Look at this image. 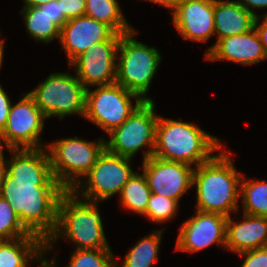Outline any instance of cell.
Wrapping results in <instances>:
<instances>
[{
    "instance_id": "cell-34",
    "label": "cell",
    "mask_w": 267,
    "mask_h": 267,
    "mask_svg": "<svg viewBox=\"0 0 267 267\" xmlns=\"http://www.w3.org/2000/svg\"><path fill=\"white\" fill-rule=\"evenodd\" d=\"M235 2L239 3L245 9H247L255 17H258L260 15H257L256 12H254L252 9H250L251 7L259 8V9L267 7V0H236Z\"/></svg>"
},
{
    "instance_id": "cell-39",
    "label": "cell",
    "mask_w": 267,
    "mask_h": 267,
    "mask_svg": "<svg viewBox=\"0 0 267 267\" xmlns=\"http://www.w3.org/2000/svg\"><path fill=\"white\" fill-rule=\"evenodd\" d=\"M44 267H52L47 260L44 261Z\"/></svg>"
},
{
    "instance_id": "cell-27",
    "label": "cell",
    "mask_w": 267,
    "mask_h": 267,
    "mask_svg": "<svg viewBox=\"0 0 267 267\" xmlns=\"http://www.w3.org/2000/svg\"><path fill=\"white\" fill-rule=\"evenodd\" d=\"M31 234L20 222L7 200L0 196V241L28 237Z\"/></svg>"
},
{
    "instance_id": "cell-5",
    "label": "cell",
    "mask_w": 267,
    "mask_h": 267,
    "mask_svg": "<svg viewBox=\"0 0 267 267\" xmlns=\"http://www.w3.org/2000/svg\"><path fill=\"white\" fill-rule=\"evenodd\" d=\"M135 32L133 29L121 34L117 48L119 65L116 83L135 93L143 101H152L145 95L161 62V55L155 47H149L132 38L136 35Z\"/></svg>"
},
{
    "instance_id": "cell-2",
    "label": "cell",
    "mask_w": 267,
    "mask_h": 267,
    "mask_svg": "<svg viewBox=\"0 0 267 267\" xmlns=\"http://www.w3.org/2000/svg\"><path fill=\"white\" fill-rule=\"evenodd\" d=\"M222 148L218 155L195 167L193 185L197 193L196 210L229 217L238 211L242 176Z\"/></svg>"
},
{
    "instance_id": "cell-15",
    "label": "cell",
    "mask_w": 267,
    "mask_h": 267,
    "mask_svg": "<svg viewBox=\"0 0 267 267\" xmlns=\"http://www.w3.org/2000/svg\"><path fill=\"white\" fill-rule=\"evenodd\" d=\"M173 22L183 39L206 42L215 34L214 0H181Z\"/></svg>"
},
{
    "instance_id": "cell-17",
    "label": "cell",
    "mask_w": 267,
    "mask_h": 267,
    "mask_svg": "<svg viewBox=\"0 0 267 267\" xmlns=\"http://www.w3.org/2000/svg\"><path fill=\"white\" fill-rule=\"evenodd\" d=\"M267 59V52L253 28L242 35H235L218 40L208 48L205 60H228L235 63L250 65Z\"/></svg>"
},
{
    "instance_id": "cell-9",
    "label": "cell",
    "mask_w": 267,
    "mask_h": 267,
    "mask_svg": "<svg viewBox=\"0 0 267 267\" xmlns=\"http://www.w3.org/2000/svg\"><path fill=\"white\" fill-rule=\"evenodd\" d=\"M97 87L92 91L86 89L84 118L107 134L119 127L143 102L138 95L117 83ZM130 98H135L134 106Z\"/></svg>"
},
{
    "instance_id": "cell-19",
    "label": "cell",
    "mask_w": 267,
    "mask_h": 267,
    "mask_svg": "<svg viewBox=\"0 0 267 267\" xmlns=\"http://www.w3.org/2000/svg\"><path fill=\"white\" fill-rule=\"evenodd\" d=\"M255 16L235 1L214 0V23L217 41L242 35L254 28Z\"/></svg>"
},
{
    "instance_id": "cell-26",
    "label": "cell",
    "mask_w": 267,
    "mask_h": 267,
    "mask_svg": "<svg viewBox=\"0 0 267 267\" xmlns=\"http://www.w3.org/2000/svg\"><path fill=\"white\" fill-rule=\"evenodd\" d=\"M55 257L49 261L52 267H56ZM69 267H113L115 265L114 256L110 248L100 249H76L73 251Z\"/></svg>"
},
{
    "instance_id": "cell-36",
    "label": "cell",
    "mask_w": 267,
    "mask_h": 267,
    "mask_svg": "<svg viewBox=\"0 0 267 267\" xmlns=\"http://www.w3.org/2000/svg\"><path fill=\"white\" fill-rule=\"evenodd\" d=\"M148 1L167 7L174 12L181 0H148Z\"/></svg>"
},
{
    "instance_id": "cell-32",
    "label": "cell",
    "mask_w": 267,
    "mask_h": 267,
    "mask_svg": "<svg viewBox=\"0 0 267 267\" xmlns=\"http://www.w3.org/2000/svg\"><path fill=\"white\" fill-rule=\"evenodd\" d=\"M48 14L59 28L68 21L61 12L60 4L57 0H51L48 2Z\"/></svg>"
},
{
    "instance_id": "cell-25",
    "label": "cell",
    "mask_w": 267,
    "mask_h": 267,
    "mask_svg": "<svg viewBox=\"0 0 267 267\" xmlns=\"http://www.w3.org/2000/svg\"><path fill=\"white\" fill-rule=\"evenodd\" d=\"M245 178L242 176L240 192L244 213L267 217V182Z\"/></svg>"
},
{
    "instance_id": "cell-1",
    "label": "cell",
    "mask_w": 267,
    "mask_h": 267,
    "mask_svg": "<svg viewBox=\"0 0 267 267\" xmlns=\"http://www.w3.org/2000/svg\"><path fill=\"white\" fill-rule=\"evenodd\" d=\"M0 196L21 224L45 243L57 226L58 203L66 189L54 178L46 148L10 149Z\"/></svg>"
},
{
    "instance_id": "cell-22",
    "label": "cell",
    "mask_w": 267,
    "mask_h": 267,
    "mask_svg": "<svg viewBox=\"0 0 267 267\" xmlns=\"http://www.w3.org/2000/svg\"><path fill=\"white\" fill-rule=\"evenodd\" d=\"M85 15L105 23L118 34L133 30L126 22L117 0H86Z\"/></svg>"
},
{
    "instance_id": "cell-18",
    "label": "cell",
    "mask_w": 267,
    "mask_h": 267,
    "mask_svg": "<svg viewBox=\"0 0 267 267\" xmlns=\"http://www.w3.org/2000/svg\"><path fill=\"white\" fill-rule=\"evenodd\" d=\"M241 223L226 221L227 250L236 253L267 247V217L243 214Z\"/></svg>"
},
{
    "instance_id": "cell-21",
    "label": "cell",
    "mask_w": 267,
    "mask_h": 267,
    "mask_svg": "<svg viewBox=\"0 0 267 267\" xmlns=\"http://www.w3.org/2000/svg\"><path fill=\"white\" fill-rule=\"evenodd\" d=\"M26 30L36 41L49 43L60 37V28L48 14V3L36 7H23L21 10Z\"/></svg>"
},
{
    "instance_id": "cell-16",
    "label": "cell",
    "mask_w": 267,
    "mask_h": 267,
    "mask_svg": "<svg viewBox=\"0 0 267 267\" xmlns=\"http://www.w3.org/2000/svg\"><path fill=\"white\" fill-rule=\"evenodd\" d=\"M114 33L105 23L83 15L68 20L60 28L59 42L66 51L70 64L92 45L108 40Z\"/></svg>"
},
{
    "instance_id": "cell-12",
    "label": "cell",
    "mask_w": 267,
    "mask_h": 267,
    "mask_svg": "<svg viewBox=\"0 0 267 267\" xmlns=\"http://www.w3.org/2000/svg\"><path fill=\"white\" fill-rule=\"evenodd\" d=\"M120 38L121 34L114 33L108 40L92 45L70 63V66H75L76 76L86 89L88 86L116 83Z\"/></svg>"
},
{
    "instance_id": "cell-23",
    "label": "cell",
    "mask_w": 267,
    "mask_h": 267,
    "mask_svg": "<svg viewBox=\"0 0 267 267\" xmlns=\"http://www.w3.org/2000/svg\"><path fill=\"white\" fill-rule=\"evenodd\" d=\"M162 230H154V233L141 239L126 254L122 267H151L157 260ZM115 266L119 267L115 260Z\"/></svg>"
},
{
    "instance_id": "cell-40",
    "label": "cell",
    "mask_w": 267,
    "mask_h": 267,
    "mask_svg": "<svg viewBox=\"0 0 267 267\" xmlns=\"http://www.w3.org/2000/svg\"><path fill=\"white\" fill-rule=\"evenodd\" d=\"M39 267H44V262H40Z\"/></svg>"
},
{
    "instance_id": "cell-6",
    "label": "cell",
    "mask_w": 267,
    "mask_h": 267,
    "mask_svg": "<svg viewBox=\"0 0 267 267\" xmlns=\"http://www.w3.org/2000/svg\"><path fill=\"white\" fill-rule=\"evenodd\" d=\"M54 178L66 189H79L82 177L95 165L105 149V140L89 142L78 137L56 140L47 145Z\"/></svg>"
},
{
    "instance_id": "cell-14",
    "label": "cell",
    "mask_w": 267,
    "mask_h": 267,
    "mask_svg": "<svg viewBox=\"0 0 267 267\" xmlns=\"http://www.w3.org/2000/svg\"><path fill=\"white\" fill-rule=\"evenodd\" d=\"M227 217L196 210V215L182 223L176 249L197 252L217 243L226 246Z\"/></svg>"
},
{
    "instance_id": "cell-35",
    "label": "cell",
    "mask_w": 267,
    "mask_h": 267,
    "mask_svg": "<svg viewBox=\"0 0 267 267\" xmlns=\"http://www.w3.org/2000/svg\"><path fill=\"white\" fill-rule=\"evenodd\" d=\"M3 147L0 145V194L1 187L4 182L5 175L7 173V163L8 161L4 160Z\"/></svg>"
},
{
    "instance_id": "cell-31",
    "label": "cell",
    "mask_w": 267,
    "mask_h": 267,
    "mask_svg": "<svg viewBox=\"0 0 267 267\" xmlns=\"http://www.w3.org/2000/svg\"><path fill=\"white\" fill-rule=\"evenodd\" d=\"M11 101L0 85V135L6 127Z\"/></svg>"
},
{
    "instance_id": "cell-38",
    "label": "cell",
    "mask_w": 267,
    "mask_h": 267,
    "mask_svg": "<svg viewBox=\"0 0 267 267\" xmlns=\"http://www.w3.org/2000/svg\"><path fill=\"white\" fill-rule=\"evenodd\" d=\"M3 49H4V46H0V68H1V65H2V62H3Z\"/></svg>"
},
{
    "instance_id": "cell-7",
    "label": "cell",
    "mask_w": 267,
    "mask_h": 267,
    "mask_svg": "<svg viewBox=\"0 0 267 267\" xmlns=\"http://www.w3.org/2000/svg\"><path fill=\"white\" fill-rule=\"evenodd\" d=\"M155 103L143 101L135 111L108 135L105 149L115 155L132 158L142 147L150 146L144 151L143 161L153 155L155 148L156 124L159 115L154 112Z\"/></svg>"
},
{
    "instance_id": "cell-24",
    "label": "cell",
    "mask_w": 267,
    "mask_h": 267,
    "mask_svg": "<svg viewBox=\"0 0 267 267\" xmlns=\"http://www.w3.org/2000/svg\"><path fill=\"white\" fill-rule=\"evenodd\" d=\"M151 191L145 175L135 172L120 192L121 205L128 210L144 215Z\"/></svg>"
},
{
    "instance_id": "cell-33",
    "label": "cell",
    "mask_w": 267,
    "mask_h": 267,
    "mask_svg": "<svg viewBox=\"0 0 267 267\" xmlns=\"http://www.w3.org/2000/svg\"><path fill=\"white\" fill-rule=\"evenodd\" d=\"M263 18L260 23L259 16L255 18L254 29L257 32L260 42L263 45L264 50L267 52V14L261 15L260 18Z\"/></svg>"
},
{
    "instance_id": "cell-29",
    "label": "cell",
    "mask_w": 267,
    "mask_h": 267,
    "mask_svg": "<svg viewBox=\"0 0 267 267\" xmlns=\"http://www.w3.org/2000/svg\"><path fill=\"white\" fill-rule=\"evenodd\" d=\"M67 20L85 15L86 0H57Z\"/></svg>"
},
{
    "instance_id": "cell-28",
    "label": "cell",
    "mask_w": 267,
    "mask_h": 267,
    "mask_svg": "<svg viewBox=\"0 0 267 267\" xmlns=\"http://www.w3.org/2000/svg\"><path fill=\"white\" fill-rule=\"evenodd\" d=\"M178 201L151 193L145 216L155 223H165L170 221L176 214Z\"/></svg>"
},
{
    "instance_id": "cell-20",
    "label": "cell",
    "mask_w": 267,
    "mask_h": 267,
    "mask_svg": "<svg viewBox=\"0 0 267 267\" xmlns=\"http://www.w3.org/2000/svg\"><path fill=\"white\" fill-rule=\"evenodd\" d=\"M46 243L36 235L0 241V267H29L31 261L44 262Z\"/></svg>"
},
{
    "instance_id": "cell-30",
    "label": "cell",
    "mask_w": 267,
    "mask_h": 267,
    "mask_svg": "<svg viewBox=\"0 0 267 267\" xmlns=\"http://www.w3.org/2000/svg\"><path fill=\"white\" fill-rule=\"evenodd\" d=\"M245 256L241 267H267V247L238 253Z\"/></svg>"
},
{
    "instance_id": "cell-4",
    "label": "cell",
    "mask_w": 267,
    "mask_h": 267,
    "mask_svg": "<svg viewBox=\"0 0 267 267\" xmlns=\"http://www.w3.org/2000/svg\"><path fill=\"white\" fill-rule=\"evenodd\" d=\"M60 235L76 244V249L110 248L97 202L83 200L72 190H66L60 197L57 226L46 242L47 252Z\"/></svg>"
},
{
    "instance_id": "cell-13",
    "label": "cell",
    "mask_w": 267,
    "mask_h": 267,
    "mask_svg": "<svg viewBox=\"0 0 267 267\" xmlns=\"http://www.w3.org/2000/svg\"><path fill=\"white\" fill-rule=\"evenodd\" d=\"M194 167L191 165L162 160L151 156L143 161L145 175L151 193L162 195L179 202L193 185Z\"/></svg>"
},
{
    "instance_id": "cell-37",
    "label": "cell",
    "mask_w": 267,
    "mask_h": 267,
    "mask_svg": "<svg viewBox=\"0 0 267 267\" xmlns=\"http://www.w3.org/2000/svg\"><path fill=\"white\" fill-rule=\"evenodd\" d=\"M25 5L24 7H36V6H42L51 0H23Z\"/></svg>"
},
{
    "instance_id": "cell-11",
    "label": "cell",
    "mask_w": 267,
    "mask_h": 267,
    "mask_svg": "<svg viewBox=\"0 0 267 267\" xmlns=\"http://www.w3.org/2000/svg\"><path fill=\"white\" fill-rule=\"evenodd\" d=\"M22 94L24 97L10 107L0 145L4 143L8 150L44 148L39 140L46 116L28 93Z\"/></svg>"
},
{
    "instance_id": "cell-8",
    "label": "cell",
    "mask_w": 267,
    "mask_h": 267,
    "mask_svg": "<svg viewBox=\"0 0 267 267\" xmlns=\"http://www.w3.org/2000/svg\"><path fill=\"white\" fill-rule=\"evenodd\" d=\"M46 118L80 114L84 117L86 88L71 74L52 73L43 83L27 92Z\"/></svg>"
},
{
    "instance_id": "cell-3",
    "label": "cell",
    "mask_w": 267,
    "mask_h": 267,
    "mask_svg": "<svg viewBox=\"0 0 267 267\" xmlns=\"http://www.w3.org/2000/svg\"><path fill=\"white\" fill-rule=\"evenodd\" d=\"M221 146L219 139L206 133L198 125L159 116L152 156L191 166L195 164L197 167L211 160L213 152L224 148Z\"/></svg>"
},
{
    "instance_id": "cell-41",
    "label": "cell",
    "mask_w": 267,
    "mask_h": 267,
    "mask_svg": "<svg viewBox=\"0 0 267 267\" xmlns=\"http://www.w3.org/2000/svg\"><path fill=\"white\" fill-rule=\"evenodd\" d=\"M4 45V41L0 39V46Z\"/></svg>"
},
{
    "instance_id": "cell-10",
    "label": "cell",
    "mask_w": 267,
    "mask_h": 267,
    "mask_svg": "<svg viewBox=\"0 0 267 267\" xmlns=\"http://www.w3.org/2000/svg\"><path fill=\"white\" fill-rule=\"evenodd\" d=\"M130 161L131 158L115 155L104 149L95 165L84 176L85 179L87 177L84 182L86 190L80 192L79 189H72V191L83 200L98 203L120 194L124 185L135 173Z\"/></svg>"
}]
</instances>
